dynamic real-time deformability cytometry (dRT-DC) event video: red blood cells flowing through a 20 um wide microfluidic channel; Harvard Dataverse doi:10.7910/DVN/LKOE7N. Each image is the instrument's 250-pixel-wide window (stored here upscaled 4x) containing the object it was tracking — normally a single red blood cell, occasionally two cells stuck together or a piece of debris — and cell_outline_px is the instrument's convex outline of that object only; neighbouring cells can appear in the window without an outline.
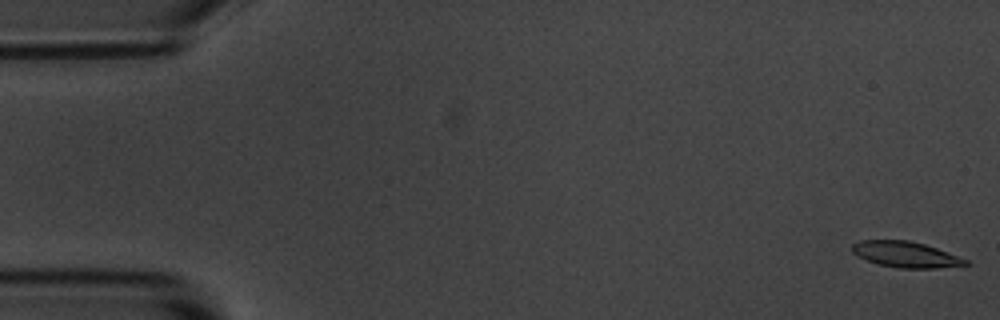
{"species": "common noctule bat (a hibernating species)", "species_latin": "Nyctalus noctula", "temperature_condition": "room temperature", "stored_images_in_passage": 56, "camera_frame_rate_fps": 3000, "um_per_image_px": 0.085, "animal": {"sex": "male", "body_mass_g": 20.1, "forearm_length_mm": 53.5}, "frame": {"image": 1, "passage_image": 1, "time_ms": 0.0, "image_size_px": [1000, 320], "cell_outline_px": [[968, 264], [936, 268], [900, 268], [880, 264], [856, 256], [852, 252], [852, 244], [860, 240], [908, 240], [924, 244], [936, 248], [968, 260]], "centroid_in_image_um": [76.94, 21.62], "position_along_channel_um": 8.1, "area_um2": 16.82}}
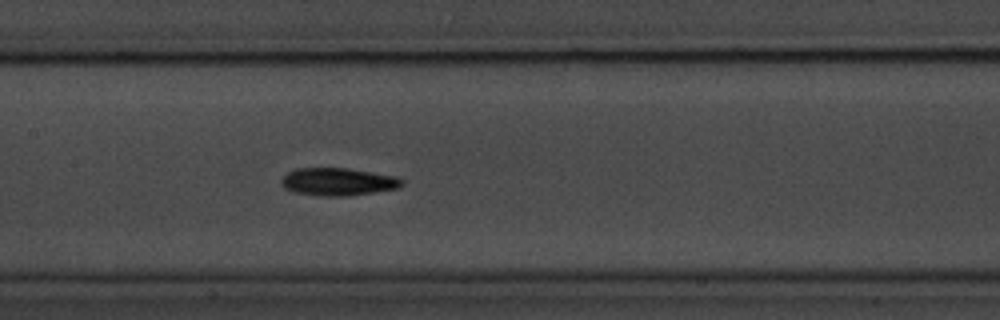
{"frame": {"image": 2, "passage_image": 26, "time_ms": 8.333, "image_size_px": [1000, 320], "cell_outline_px": [[404, 184], [396, 188], [348, 196], [316, 196], [292, 192], [284, 188], [280, 184], [280, 180], [288, 172], [296, 168], [348, 168], [396, 176], [404, 180]], "centroid_in_image_um": [28.68, 15.45], "position_along_channel_um": 178.7, "area_um2": 19.59}}
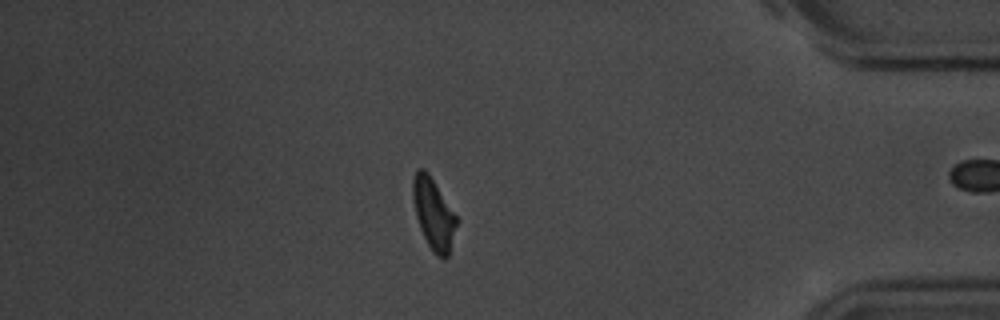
{"frame": {"image": 3, "passage_image": 47, "time_ms": 15.333, "image_size_px": [1000, 320], "cell_outline_px": [[456, 224], [448, 256], [444, 260], [428, 244], [420, 228], [416, 216], [412, 200], [412, 180], [416, 172], [420, 168], [424, 168], [428, 172], [456, 216]], "centroid_in_image_um": [36.81, 18.13], "position_along_channel_um": 398.4, "area_um2": 17.51}, "authors_computed_cell_mechanics": {"area_um2": 18.2648, "velocity_mm_per_s": 3.6556, "shape_relaxation_time_tau1_ms": 3.4051, "shape_relaxation_time_tau2_ms": 4.5218, "deformation_change_tau1": 0.1358, "deformation_change_tau2": 0.1124}}